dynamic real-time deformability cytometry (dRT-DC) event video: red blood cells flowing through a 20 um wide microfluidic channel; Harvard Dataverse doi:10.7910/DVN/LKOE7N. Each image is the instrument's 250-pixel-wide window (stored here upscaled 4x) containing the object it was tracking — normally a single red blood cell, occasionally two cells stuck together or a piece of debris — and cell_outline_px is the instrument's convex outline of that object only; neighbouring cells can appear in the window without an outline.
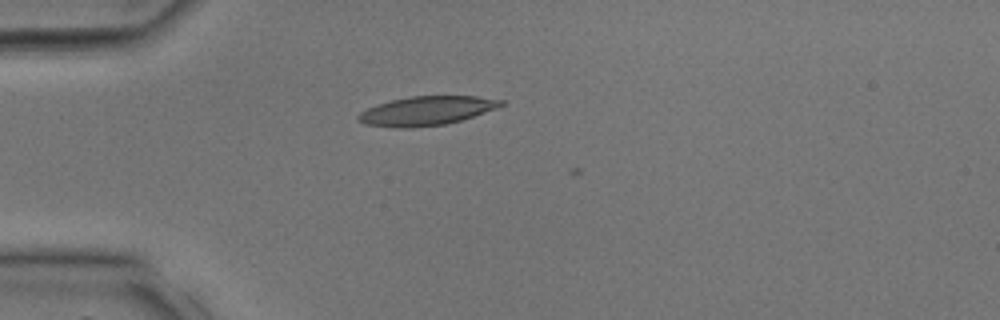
{"species": "common noctule bat (a hibernating species)", "species_latin": "Nyctalus noctula", "temperature_condition": "room temperature", "stored_images_in_passage": 3, "camera_frame_rate_fps": 3000, "um_per_image_px": 0.085, "animal": {"sex": "male", "body_mass_g": 17.9, "forearm_length_mm": 54.2}, "frame": {"image": 1, "passage_image": 3, "time_ms": 0.667, "image_size_px": [1000, 320], "cell_outline_px": [[504, 104], [496, 108], [448, 124], [412, 128], [392, 128], [364, 124], [356, 120], [356, 116], [360, 112], [368, 108], [392, 100], [412, 96], [476, 96], [504, 100]], "centroid_in_image_um": [36.21, 9.43], "position_along_channel_um": 48.8, "area_um2": 24.1}}